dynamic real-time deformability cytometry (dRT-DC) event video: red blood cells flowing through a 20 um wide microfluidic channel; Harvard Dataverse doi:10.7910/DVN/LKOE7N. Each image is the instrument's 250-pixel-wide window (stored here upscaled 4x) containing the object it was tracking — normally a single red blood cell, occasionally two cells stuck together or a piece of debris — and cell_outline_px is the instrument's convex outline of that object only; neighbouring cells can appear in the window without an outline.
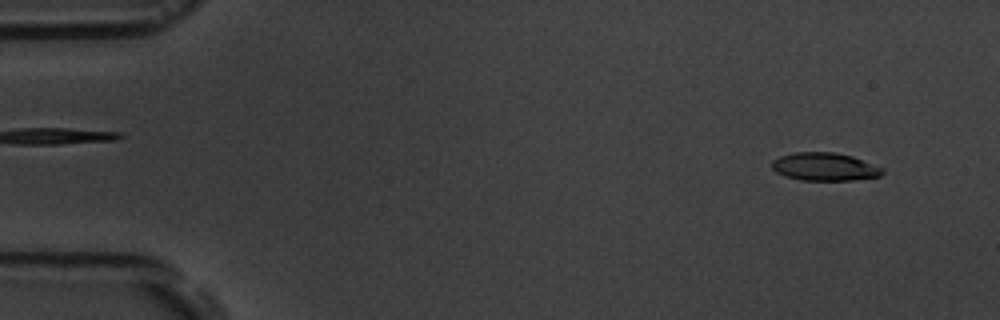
{"species": "common noctule bat (a hibernating species)", "species_latin": "Nyctalus noctula", "temperature_condition": "room temperature", "stored_images_in_passage": 8, "camera_frame_rate_fps": 3000, "um_per_image_px": 0.085, "animal": {"sex": "male", "body_mass_g": 19.5, "forearm_length_mm": 54.6}, "frame": {"image": 1, "passage_image": 1, "time_ms": 0.0, "image_size_px": [1000, 320], "cell_outline_px": [[884, 172], [880, 176], [852, 180], [800, 180], [784, 176], [776, 172], [772, 168], [772, 160], [780, 156], [796, 152], [832, 152], [852, 156], [884, 168]], "centroid_in_image_um": [70.09, 14.17], "position_along_channel_um": 14.9, "area_um2": 18.03}}
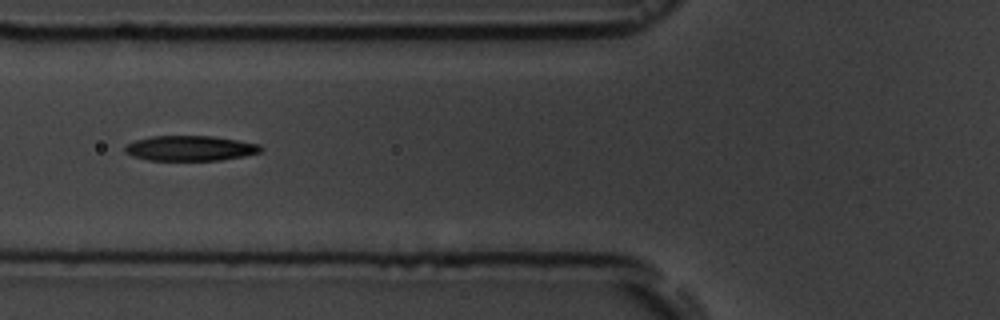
{"frame": {"image": 2, "passage_image": 6, "time_ms": 5.667, "image_size_px": [1000, 320], "cell_outline_px": [[264, 148], [260, 152], [244, 156], [220, 160], [148, 160], [132, 156], [124, 152], [124, 148], [128, 144], [136, 140], [152, 136], [212, 136], [260, 144]], "centroid_in_image_um": [16.17, 12.6], "position_along_channel_um": 109.6, "area_um2": 19.83}}
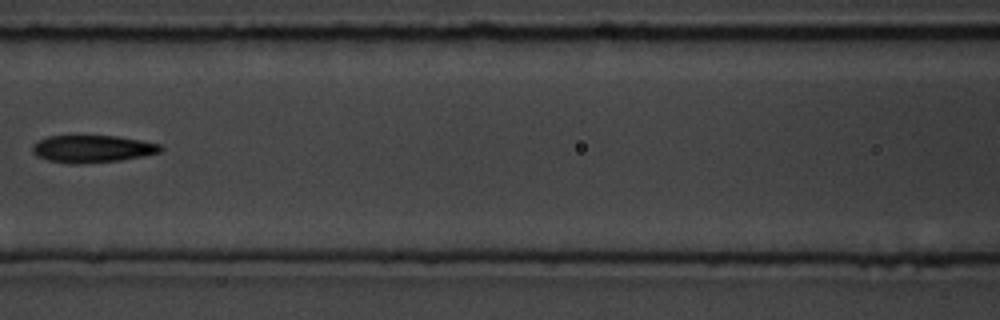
{"frame": {"image": 3, "passage_image": 7, "time_ms": 7.0, "image_size_px": [1000, 320], "cell_outline_px": [[164, 148], [160, 152], [144, 156], [120, 160], [76, 164], [68, 164], [48, 160], [36, 156], [32, 152], [32, 148], [36, 140], [48, 136], [116, 136], [140, 140], [160, 144]], "centroid_in_image_um": [7.83, 12.65], "position_along_channel_um": 158.8, "area_um2": 20.46}}